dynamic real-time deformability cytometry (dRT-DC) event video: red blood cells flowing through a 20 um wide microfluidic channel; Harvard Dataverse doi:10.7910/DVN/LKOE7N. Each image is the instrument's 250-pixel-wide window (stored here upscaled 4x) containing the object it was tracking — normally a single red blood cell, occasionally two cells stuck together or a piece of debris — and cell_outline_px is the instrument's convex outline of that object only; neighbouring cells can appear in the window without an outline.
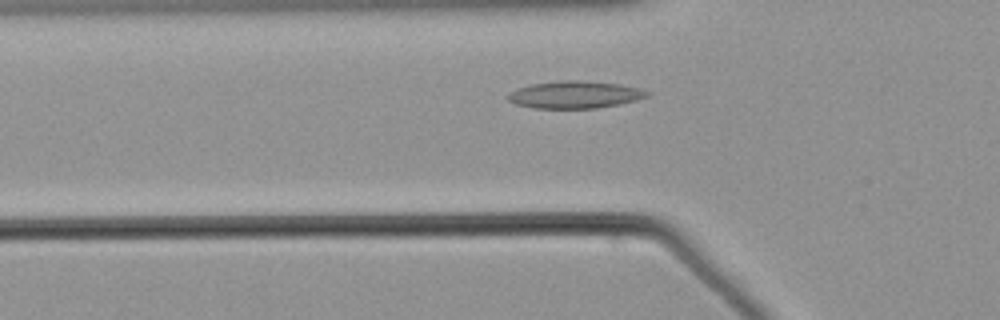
{"species": "common noctule bat (a hibernating species)", "species_latin": "Nyctalus noctula", "temperature_condition": "warm", "stored_images_in_passage": 38, "camera_frame_rate_fps": 3000, "um_per_image_px": 0.085, "animal": {"sex": "male", "body_mass_g": 21.5, "forearm_length_mm": 52.0}, "frame": {"image": 1, "passage_image": 2, "time_ms": 0.333, "image_size_px": [1000, 320], "cell_outline_px": [[648, 96], [636, 100], [596, 108], [532, 108], [516, 104], [508, 100], [508, 92], [516, 88], [532, 84], [564, 80], [584, 80], [620, 84], [640, 88], [648, 92]], "centroid_in_image_um": [48.83, 8.04], "position_along_channel_um": 77.0, "area_um2": 22.02}}
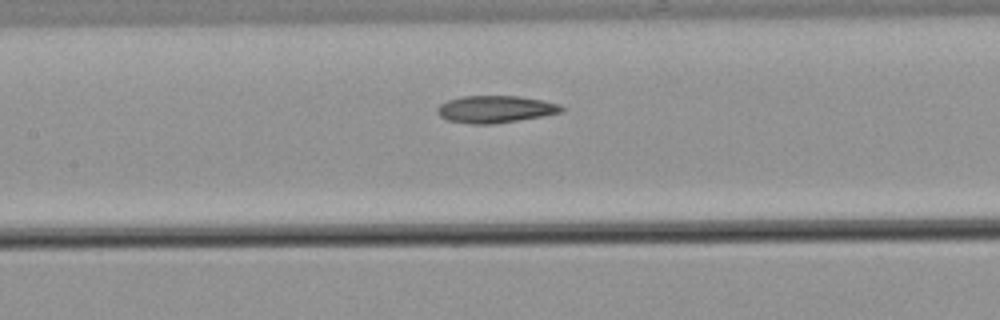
{"frame": {"image": 2, "passage_image": 9, "time_ms": 2.667, "image_size_px": [1000, 320], "cell_outline_px": [[564, 112], [544, 116], [492, 124], [468, 124], [448, 120], [440, 116], [436, 112], [436, 108], [440, 104], [448, 100], [464, 96], [520, 96], [544, 100], [560, 104], [564, 108]], "centroid_in_image_um": [42.13, 9.28], "position_along_channel_um": 165.3, "area_um2": 19.83}}
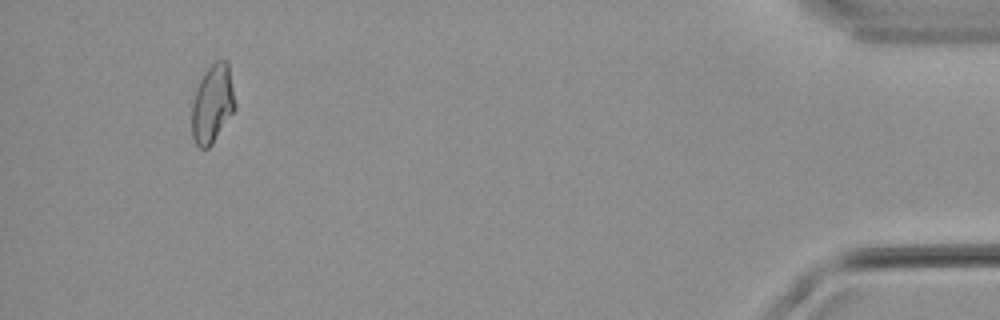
{"frame": {"image": 3, "passage_image": 35, "time_ms": 11.333, "image_size_px": [1000, 320], "cell_outline_px": [[236, 108], [212, 144], [208, 148], [200, 148], [196, 144], [192, 136], [192, 100], [196, 88], [204, 72], [216, 60], [228, 60], [236, 104]], "centroid_in_image_um": [18.06, 8.81], "position_along_channel_um": 417.1, "area_um2": 19.88}}